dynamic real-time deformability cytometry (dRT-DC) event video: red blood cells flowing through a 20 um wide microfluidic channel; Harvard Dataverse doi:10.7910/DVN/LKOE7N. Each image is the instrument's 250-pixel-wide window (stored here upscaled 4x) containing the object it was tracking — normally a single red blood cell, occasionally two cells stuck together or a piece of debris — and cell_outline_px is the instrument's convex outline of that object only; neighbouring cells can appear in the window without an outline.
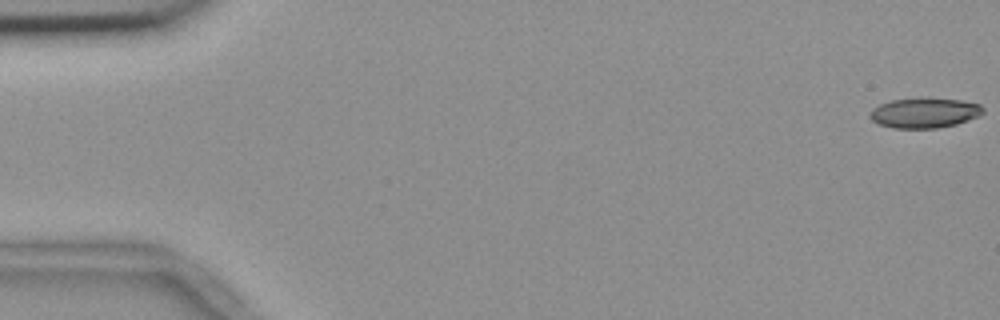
{"species": "common noctule bat (a hibernating species)", "species_latin": "Nyctalus noctula", "temperature_condition": "room temperature", "stored_images_in_passage": 53, "camera_frame_rate_fps": 3000, "um_per_image_px": 0.085, "animal": {"sex": "female", "body_mass_g": 18.4}, "frame": {"image": 1, "passage_image": 1, "time_ms": 0.0, "image_size_px": [1000, 320], "cell_outline_px": [[984, 112], [980, 116], [956, 124], [936, 128], [892, 128], [880, 124], [872, 120], [868, 116], [872, 108], [880, 104], [892, 100], [924, 96], [928, 96], [960, 100], [980, 104], [984, 108]], "centroid_in_image_um": [78.59, 9.56], "position_along_channel_um": 6.4, "area_um2": 20.29}}
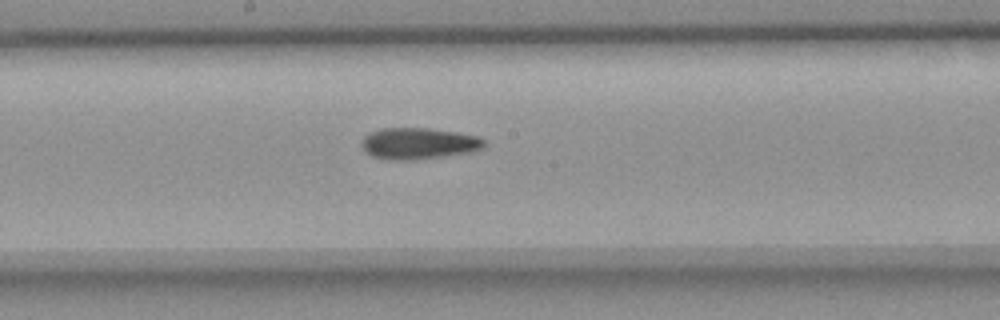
{"frame": {"image": 2, "passage_image": 30, "time_ms": 9.667, "image_size_px": [1000, 320], "cell_outline_px": [[484, 148], [472, 152], [416, 160], [392, 160], [372, 156], [360, 144], [360, 140], [368, 132], [380, 128], [428, 128], [456, 132], [476, 136], [484, 140]], "centroid_in_image_um": [35.55, 12.19], "position_along_channel_um": 212.6, "area_um2": 22.54}}
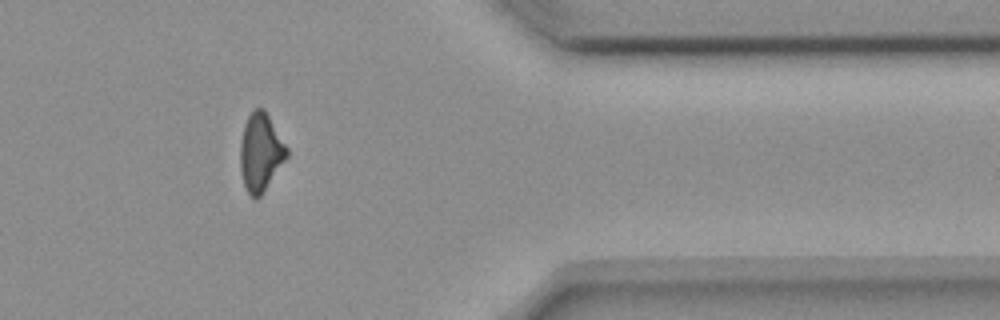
{"frame": {"image": 3, "passage_image": 46, "time_ms": 15.0, "image_size_px": [1000, 320], "cell_outline_px": [[288, 156], [260, 196], [256, 200], [248, 192], [244, 184], [240, 168], [240, 144], [244, 124], [248, 116], [256, 108], [264, 108], [288, 148]], "centroid_in_image_um": [22.15, 12.93], "position_along_channel_um": 389.3, "area_um2": 20.92}, "authors_computed_cell_mechanics": {"area_um2": 21.1548, "velocity_mm_per_s": 3.6862, "shape_relaxation_time_tau1_ms": null, "shape_relaxation_time_tau2_ms": 9.0646, "deformation_change_tau1": null, "deformation_change_tau2": 0.2101}}